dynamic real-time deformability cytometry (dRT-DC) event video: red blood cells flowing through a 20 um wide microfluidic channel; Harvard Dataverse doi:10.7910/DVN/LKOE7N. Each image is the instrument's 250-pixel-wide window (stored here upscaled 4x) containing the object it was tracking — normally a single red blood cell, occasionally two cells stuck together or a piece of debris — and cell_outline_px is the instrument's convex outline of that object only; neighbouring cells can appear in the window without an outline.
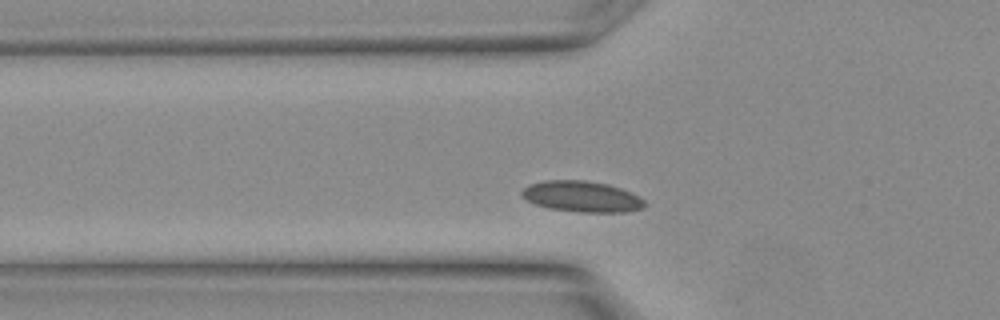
{"species": "Egyptian fruit bat (a non-hibernating species)", "species_latin": "Rousettus aegyptiacus", "temperature_condition": "warm", "stored_images_in_passage": 7, "camera_frame_rate_fps": 3000, "um_per_image_px": 0.085, "animal": {"sex": "female"}, "frame": {"image": 1, "passage_image": 4, "time_ms": 1.0, "image_size_px": [1000, 320], "cell_outline_px": [[648, 204], [644, 208], [628, 212], [580, 212], [548, 208], [536, 204], [520, 196], [520, 192], [524, 188], [532, 184], [544, 180], [584, 180], [608, 184], [620, 188], [644, 200]], "centroid_in_image_um": [49.46, 16.71], "position_along_channel_um": 76.3, "area_um2": 22.08}}
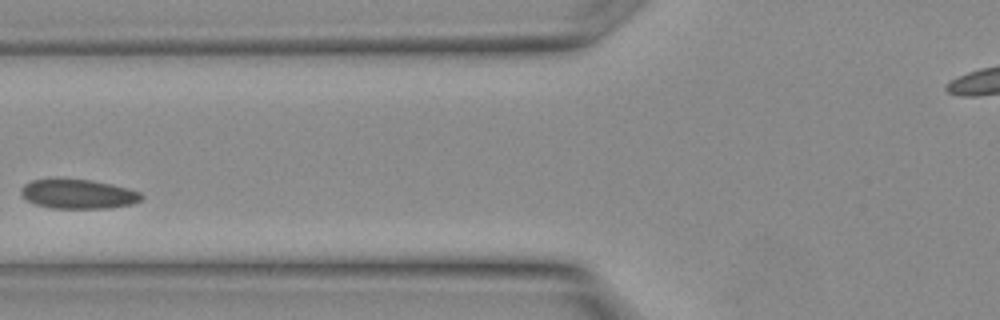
{"frame": {"image": 2, "passage_image": 6, "time_ms": 1.667, "image_size_px": [1000, 320], "cell_outline_px": [[144, 196], [140, 200], [132, 204], [112, 208], [52, 208], [36, 204], [28, 200], [20, 192], [24, 184], [32, 180], [52, 176], [60, 176], [92, 180], [112, 184], [128, 188], [140, 192]], "centroid_in_image_um": [6.63, 16.44], "position_along_channel_um": 119.2, "area_um2": 21.27}}